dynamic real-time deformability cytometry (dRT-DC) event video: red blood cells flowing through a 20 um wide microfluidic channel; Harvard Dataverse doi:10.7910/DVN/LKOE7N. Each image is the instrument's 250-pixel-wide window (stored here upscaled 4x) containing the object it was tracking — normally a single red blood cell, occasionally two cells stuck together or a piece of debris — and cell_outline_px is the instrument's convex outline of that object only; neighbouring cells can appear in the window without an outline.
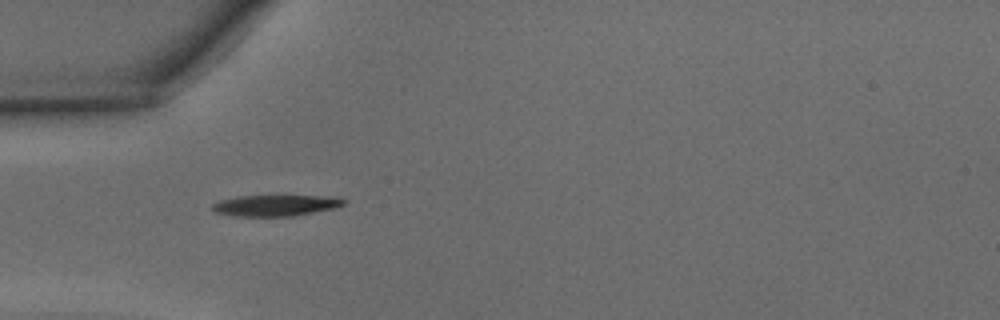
{"species": "common noctule bat (a hibernating species)", "species_latin": "Nyctalus noctula", "temperature_condition": "warm", "stored_images_in_passage": 33, "camera_frame_rate_fps": 3000, "um_per_image_px": 0.085, "animal": {"sex": "male", "body_mass_g": 15.6}, "frame": {"image": 1, "passage_image": 1, "time_ms": 0.0, "image_size_px": [1000, 320], "cell_outline_px": [[348, 200], [340, 208], [292, 216], [236, 216], [216, 212], [212, 208], [212, 204], [220, 200], [236, 196], [336, 196]], "centroid_in_image_um": [23.52, 17.45], "position_along_channel_um": 61.5, "area_um2": 16.36}}
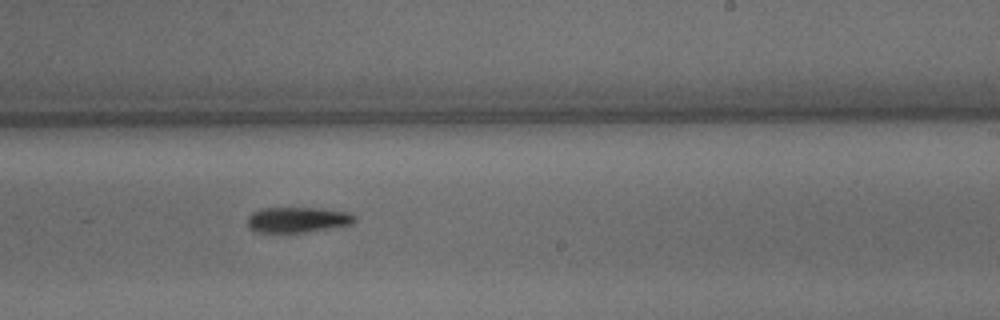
{"frame": {"image": 2, "passage_image": 15, "time_ms": 4.667, "image_size_px": [1000, 320], "cell_outline_px": [[356, 220], [352, 224], [304, 232], [256, 232], [248, 228], [248, 216], [252, 212], [260, 208], [316, 208], [352, 212], [356, 216]], "centroid_in_image_um": [25.29, 18.67], "position_along_channel_um": 263.7, "area_um2": 15.95}}
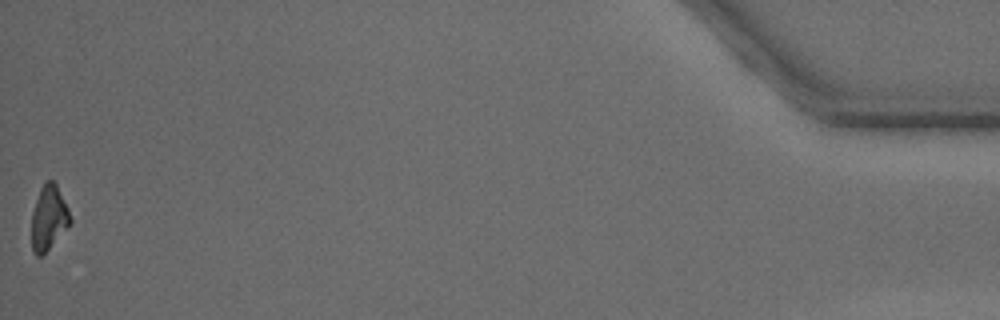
{"frame": {"image": 3, "passage_image": 33, "time_ms": 10.667, "image_size_px": [1000, 320], "cell_outline_px": [[72, 220], [48, 248], [40, 256], [36, 256], [32, 252], [32, 212], [40, 188], [48, 180], [52, 180], [56, 184], [68, 208]], "centroid_in_image_um": [4.12, 18.49], "position_along_channel_um": 431.1, "area_um2": 14.05}, "authors_computed_cell_mechanics": {"area_um2": 16.0106, "velocity_mm_per_s": 4.3706, "shape_relaxation_time_tau1_ms": 3.4627, "shape_relaxation_time_tau2_ms": null, "deformation_change_tau1": 0.1481, "deformation_change_tau2": null}}